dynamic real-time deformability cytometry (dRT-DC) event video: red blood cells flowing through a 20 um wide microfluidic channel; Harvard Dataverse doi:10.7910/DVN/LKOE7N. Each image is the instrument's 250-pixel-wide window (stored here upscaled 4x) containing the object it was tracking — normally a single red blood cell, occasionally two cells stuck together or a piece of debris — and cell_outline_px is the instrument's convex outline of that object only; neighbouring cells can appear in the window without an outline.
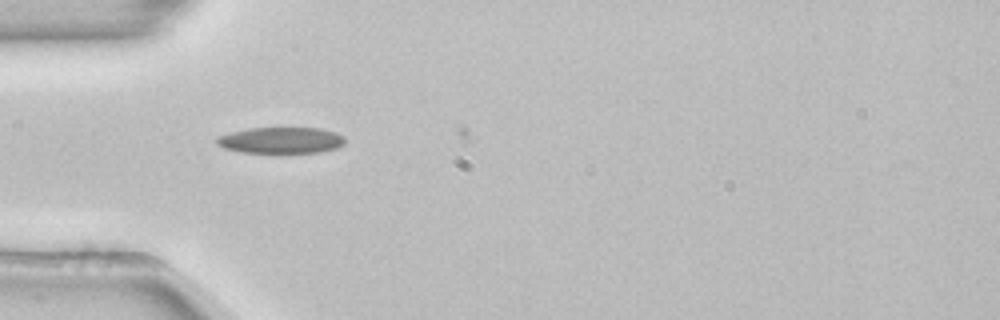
{"species": "common noctule bat (a hibernating species)", "species_latin": "Nyctalus noctula", "temperature_condition": "room temperature", "stored_images_in_passage": 2, "camera_frame_rate_fps": 3000, "um_per_image_px": 0.085, "animal": {"sex": "female", "body_mass_g": 22.7, "forearm_length_mm": 54.2}, "frame": {"image": 1, "passage_image": 1, "time_ms": 0.0, "image_size_px": [1000, 320], "cell_outline_px": [[344, 144], [336, 148], [320, 152], [240, 152], [224, 148], [216, 144], [216, 136], [248, 128], [320, 128], [336, 132], [344, 136]], "centroid_in_image_um": [23.87, 11.91], "position_along_channel_um": 61.1, "area_um2": 19.54}}